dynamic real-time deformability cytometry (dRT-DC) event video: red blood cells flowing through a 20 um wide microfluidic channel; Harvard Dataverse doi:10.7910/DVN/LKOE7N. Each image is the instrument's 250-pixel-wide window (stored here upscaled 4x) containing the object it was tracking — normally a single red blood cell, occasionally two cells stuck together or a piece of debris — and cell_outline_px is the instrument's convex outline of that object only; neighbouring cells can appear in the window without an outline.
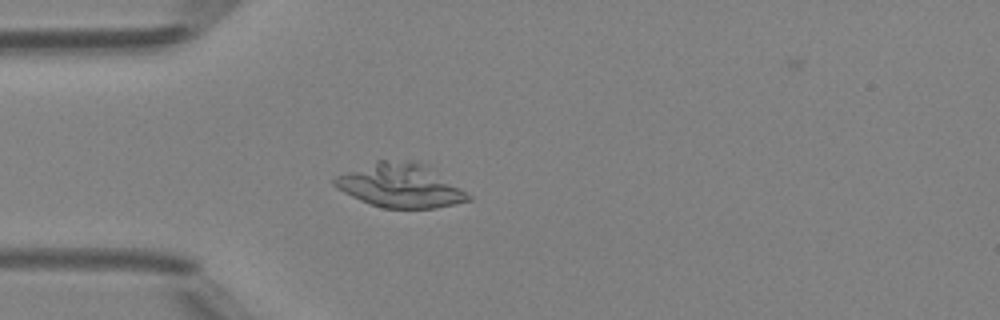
{"species": "Egyptian fruit bat (a non-hibernating species)", "species_latin": "Rousettus aegyptiacus", "temperature_condition": "room temperature", "stored_images_in_passage": 49, "camera_frame_rate_fps": 3000, "um_per_image_px": 0.085, "animal": {"sex": "female"}, "frame": {"image": 1, "passage_image": 14, "time_ms": 4.333, "image_size_px": [1000, 320], "cell_outline_px": [[472, 200], [436, 208], [384, 208], [360, 200], [336, 188], [332, 184], [332, 180], [336, 176], [376, 160], [416, 160], [428, 164], [472, 196]], "centroid_in_image_um": [34.05, 15.75], "position_along_channel_um": 50.9, "area_um2": 34.39}}
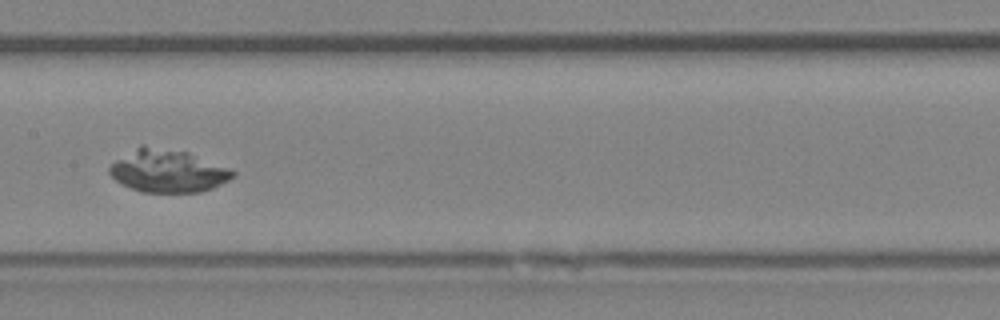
{"frame": {"image": 2, "passage_image": 25, "time_ms": 8.0, "image_size_px": [1000, 320], "cell_outline_px": [[236, 176], [212, 188], [200, 192], [140, 192], [120, 184], [108, 172], [108, 168], [116, 160], [140, 144], [144, 144], [188, 152], [228, 168], [236, 172]], "centroid_in_image_um": [14.23, 14.52], "position_along_channel_um": 193.2, "area_um2": 30.75}}
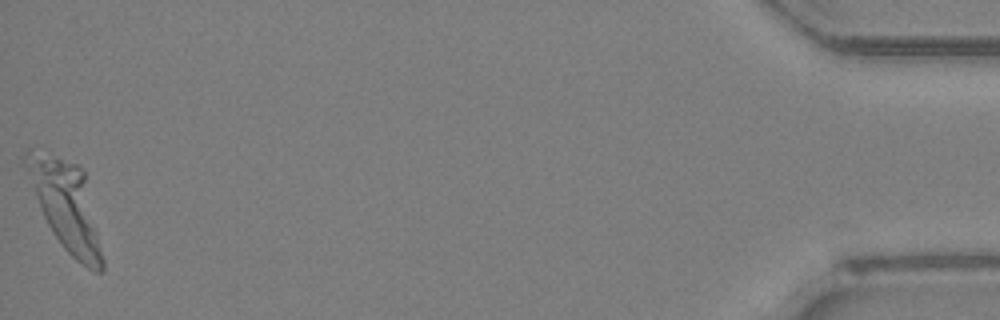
{"frame": {"image": 3, "passage_image": 49, "time_ms": 16.0, "image_size_px": [1000, 320], "cell_outline_px": [[104, 272], [96, 272], [88, 268], [76, 260], [64, 248], [52, 232], [40, 208], [20, 164], [20, 156], [28, 148], [76, 164], [84, 172], [104, 260]], "centroid_in_image_um": [5.54, 17.46], "position_along_channel_um": 429.7, "area_um2": 39.19}}